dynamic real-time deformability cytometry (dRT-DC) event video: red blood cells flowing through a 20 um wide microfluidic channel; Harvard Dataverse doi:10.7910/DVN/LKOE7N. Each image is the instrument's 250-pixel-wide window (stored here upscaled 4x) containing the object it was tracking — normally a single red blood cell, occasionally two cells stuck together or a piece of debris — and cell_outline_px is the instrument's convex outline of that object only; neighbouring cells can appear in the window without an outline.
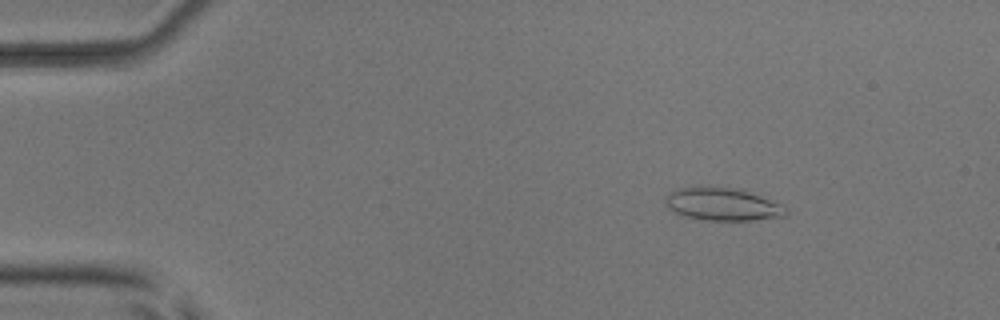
{"species": "common noctule bat (a hibernating species)", "species_latin": "Nyctalus noctula", "temperature_condition": "room temperature", "stored_images_in_passage": 53, "camera_frame_rate_fps": 3000, "um_per_image_px": 0.085, "animal": {"sex": "male", "body_mass_g": 17.9, "forearm_length_mm": 54.2}, "frame": {"image": 1, "passage_image": 8, "time_ms": 2.333, "image_size_px": [1000, 320], "cell_outline_px": [[788, 212], [784, 216], [752, 220], [708, 220], [688, 216], [676, 212], [668, 208], [664, 204], [664, 200], [676, 188], [696, 184], [740, 188], [780, 204]], "centroid_in_image_um": [61.36, 17.31], "position_along_channel_um": 23.6, "area_um2": 23.18}}
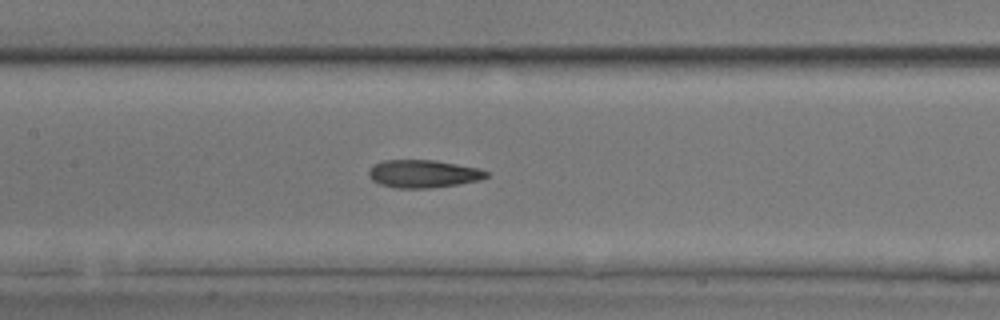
{"frame": {"image": 2, "passage_image": 26, "time_ms": 8.333, "image_size_px": [1000, 320], "cell_outline_px": [[488, 176], [480, 180], [460, 184], [428, 188], [396, 188], [380, 184], [372, 180], [368, 176], [368, 172], [372, 164], [384, 160], [436, 160], [476, 168], [488, 172]], "centroid_in_image_um": [35.94, 14.77], "position_along_channel_um": 171.5, "area_um2": 19.07}}
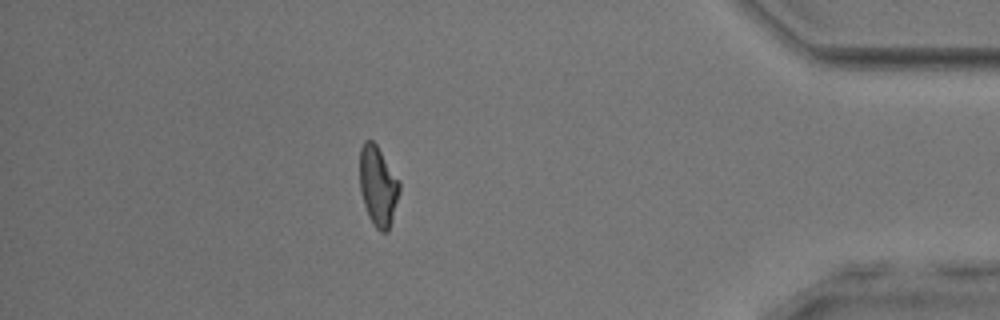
{"frame": {"image": 3, "passage_image": 47, "time_ms": 15.333, "image_size_px": [1000, 320], "cell_outline_px": [[400, 192], [388, 232], [380, 232], [372, 224], [368, 216], [364, 204], [360, 188], [360, 148], [364, 140], [372, 140], [376, 144], [400, 180]], "centroid_in_image_um": [32.14, 15.81], "position_along_channel_um": 403.1, "area_um2": 18.61}, "authors_computed_cell_mechanics": {"area_um2": 19.2474, "velocity_mm_per_s": 3.8933, "shape_relaxation_time_tau1_ms": null, "shape_relaxation_time_tau2_ms": 5.2436, "deformation_change_tau1": null, "deformation_change_tau2": 0.1563}}